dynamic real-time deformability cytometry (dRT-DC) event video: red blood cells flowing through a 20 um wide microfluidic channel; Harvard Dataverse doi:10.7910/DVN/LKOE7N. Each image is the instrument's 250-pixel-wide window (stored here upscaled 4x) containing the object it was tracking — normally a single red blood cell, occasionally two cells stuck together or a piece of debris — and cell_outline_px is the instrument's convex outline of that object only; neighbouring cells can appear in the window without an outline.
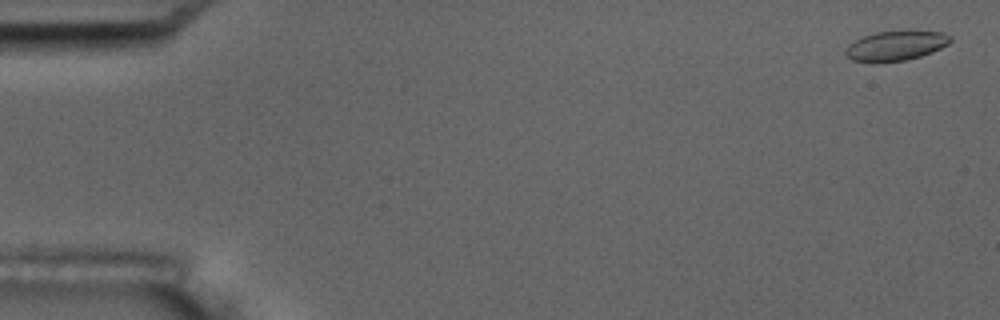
{"species": "common noctule bat (a hibernating species)", "species_latin": "Nyctalus noctula", "temperature_condition": "room temperature", "stored_images_in_passage": 9, "camera_frame_rate_fps": 3000, "um_per_image_px": 0.085, "animal": {"sex": "male", "body_mass_g": 17.5, "forearm_length_mm": 52.3}, "frame": {"image": 1, "passage_image": 1, "time_ms": 0.0, "image_size_px": [1000, 320], "cell_outline_px": [[952, 40], [948, 44], [932, 52], [920, 56], [904, 60], [880, 64], [876, 64], [852, 60], [844, 52], [848, 44], [864, 36], [876, 32], [944, 32], [952, 36]], "centroid_in_image_um": [76.11, 3.93], "position_along_channel_um": 8.9, "area_um2": 18.09}}
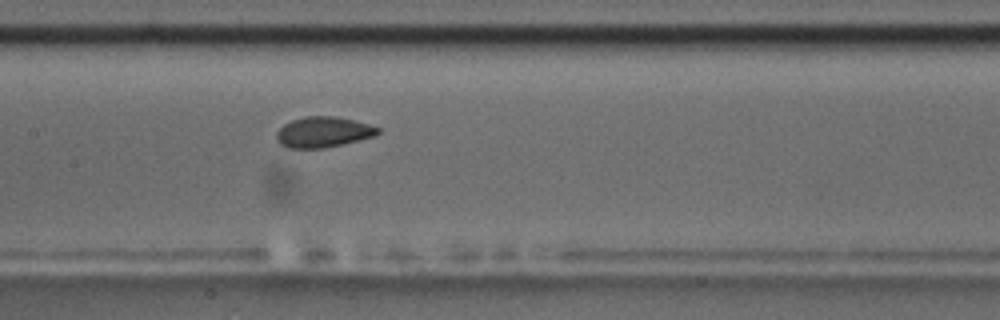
{"frame": {"image": 2, "passage_image": 9, "time_ms": 9.0, "image_size_px": [1000, 320], "cell_outline_px": [[380, 132], [376, 136], [344, 144], [324, 148], [288, 148], [280, 144], [276, 140], [276, 132], [284, 124], [292, 120], [304, 116], [332, 116], [352, 120], [368, 124], [380, 128]], "centroid_in_image_um": [27.47, 11.23], "position_along_channel_um": 179.9, "area_um2": 18.15}}